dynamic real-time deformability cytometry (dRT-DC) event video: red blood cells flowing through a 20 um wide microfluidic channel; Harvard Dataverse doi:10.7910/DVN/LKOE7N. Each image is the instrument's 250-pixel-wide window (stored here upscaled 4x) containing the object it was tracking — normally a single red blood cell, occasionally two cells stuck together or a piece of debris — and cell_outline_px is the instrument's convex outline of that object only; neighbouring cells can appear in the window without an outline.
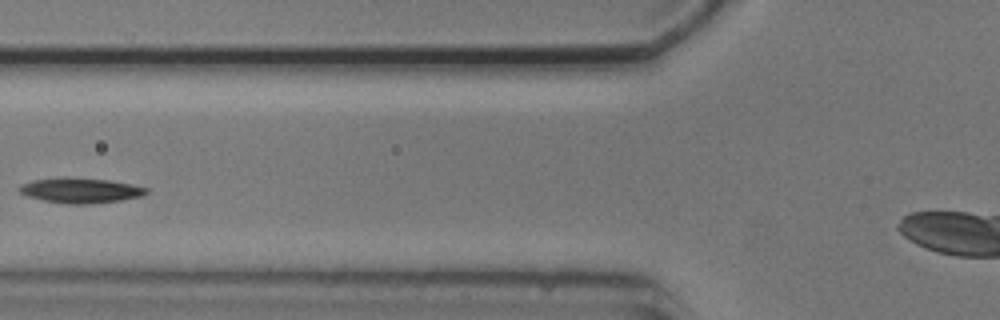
{"species": "common noctule bat (a hibernating species)", "species_latin": "Nyctalus noctula", "temperature_condition": "cold", "stored_images_in_passage": 5, "camera_frame_rate_fps": 3000, "um_per_image_px": 0.085, "animal": {"sex": "male", "body_mass_g": 20.5, "forearm_length_mm": 52.5}, "frame": {"image": 1, "passage_image": 5, "time_ms": 4.333, "image_size_px": [1000, 320], "cell_outline_px": [[148, 192], [144, 196], [120, 200], [88, 204], [68, 204], [44, 200], [28, 196], [20, 192], [20, 184], [32, 180], [64, 176], [68, 176], [108, 180], [132, 184], [148, 188]], "centroid_in_image_um": [6.86, 16.17], "position_along_channel_um": 118.9, "area_um2": 18.73}}